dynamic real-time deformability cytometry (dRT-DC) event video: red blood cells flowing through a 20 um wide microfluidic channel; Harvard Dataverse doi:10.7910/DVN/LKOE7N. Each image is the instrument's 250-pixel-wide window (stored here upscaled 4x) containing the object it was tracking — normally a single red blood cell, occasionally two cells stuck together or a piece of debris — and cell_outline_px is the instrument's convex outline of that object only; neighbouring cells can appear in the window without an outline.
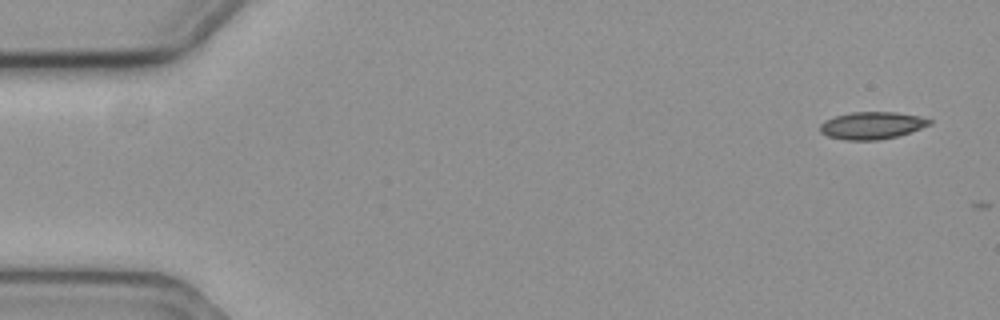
{"species": "common noctule bat (a hibernating species)", "species_latin": "Nyctalus noctula", "temperature_condition": "cold", "stored_images_in_passage": 6, "camera_frame_rate_fps": 3000, "um_per_image_px": 0.085, "animal": {"sex": "female", "body_mass_g": 19.3, "forearm_length_mm": 54.1}, "frame": {"image": 1, "passage_image": 1, "time_ms": 0.0, "image_size_px": [1000, 320], "cell_outline_px": [[932, 124], [896, 136], [880, 140], [844, 140], [828, 136], [820, 132], [820, 124], [824, 120], [836, 116], [852, 112], [896, 112], [920, 116], [932, 120]], "centroid_in_image_um": [74.1, 10.66], "position_along_channel_um": 10.9, "area_um2": 17.34}}